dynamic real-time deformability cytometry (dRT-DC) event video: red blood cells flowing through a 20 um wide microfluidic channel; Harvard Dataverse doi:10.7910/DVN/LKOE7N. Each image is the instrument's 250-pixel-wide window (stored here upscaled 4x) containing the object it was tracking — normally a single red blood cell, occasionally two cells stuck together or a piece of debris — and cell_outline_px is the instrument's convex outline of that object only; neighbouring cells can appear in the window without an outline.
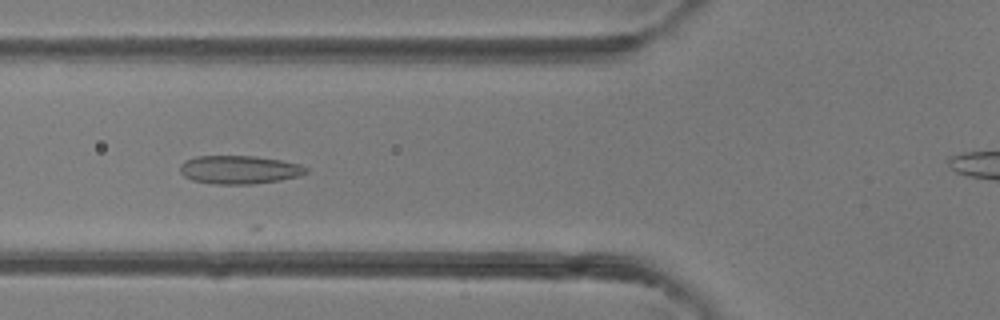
{"species": "common noctule bat (a hibernating species)", "species_latin": "Nyctalus noctula", "temperature_condition": "room temperature", "stored_images_in_passage": 6, "camera_frame_rate_fps": 3000, "um_per_image_px": 0.085, "animal": {"sex": "female"}, "frame": {"image": 1, "passage_image": 5, "time_ms": 5.333, "image_size_px": [1000, 320], "cell_outline_px": [[308, 172], [300, 176], [280, 180], [256, 184], [216, 184], [192, 180], [184, 176], [180, 172], [180, 164], [184, 160], [196, 156], [256, 156], [280, 160], [300, 164], [308, 168]], "centroid_in_image_um": [20.35, 14.42], "position_along_channel_um": 105.5, "area_um2": 20.98}}
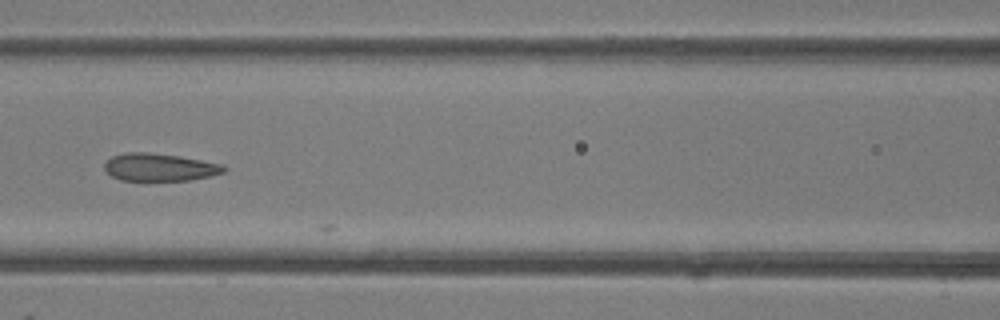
{"frame": {"image": 2, "passage_image": 6, "time_ms": 6.333, "image_size_px": [1000, 320], "cell_outline_px": [[228, 168], [224, 172], [212, 176], [188, 180], [120, 180], [112, 176], [104, 168], [104, 164], [112, 156], [128, 152], [148, 152], [176, 156], [224, 164]], "centroid_in_image_um": [13.59, 14.22], "position_along_channel_um": 153.0, "area_um2": 19.07}}